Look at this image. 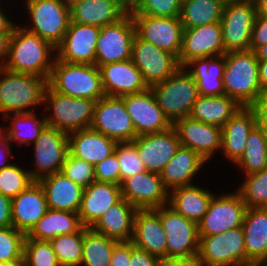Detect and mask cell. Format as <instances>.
I'll return each instance as SVG.
<instances>
[{
    "label": "cell",
    "instance_id": "obj_1",
    "mask_svg": "<svg viewBox=\"0 0 267 266\" xmlns=\"http://www.w3.org/2000/svg\"><path fill=\"white\" fill-rule=\"evenodd\" d=\"M56 47L21 26L14 27L4 68L49 79ZM51 53V55H50ZM53 55V57H52Z\"/></svg>",
    "mask_w": 267,
    "mask_h": 266
},
{
    "label": "cell",
    "instance_id": "obj_2",
    "mask_svg": "<svg viewBox=\"0 0 267 266\" xmlns=\"http://www.w3.org/2000/svg\"><path fill=\"white\" fill-rule=\"evenodd\" d=\"M259 60L255 51L225 53L223 83L225 94L241 107H249L262 93L259 81Z\"/></svg>",
    "mask_w": 267,
    "mask_h": 266
},
{
    "label": "cell",
    "instance_id": "obj_3",
    "mask_svg": "<svg viewBox=\"0 0 267 266\" xmlns=\"http://www.w3.org/2000/svg\"><path fill=\"white\" fill-rule=\"evenodd\" d=\"M47 86L48 80L41 76L13 72L1 67L0 113L7 120H10V113H32L31 107L43 104Z\"/></svg>",
    "mask_w": 267,
    "mask_h": 266
},
{
    "label": "cell",
    "instance_id": "obj_4",
    "mask_svg": "<svg viewBox=\"0 0 267 266\" xmlns=\"http://www.w3.org/2000/svg\"><path fill=\"white\" fill-rule=\"evenodd\" d=\"M48 85L61 94L98 101L105 96L101 71L95 64L54 61Z\"/></svg>",
    "mask_w": 267,
    "mask_h": 266
},
{
    "label": "cell",
    "instance_id": "obj_5",
    "mask_svg": "<svg viewBox=\"0 0 267 266\" xmlns=\"http://www.w3.org/2000/svg\"><path fill=\"white\" fill-rule=\"evenodd\" d=\"M150 88L172 124L190 115L199 96L197 82L185 67H179L170 77Z\"/></svg>",
    "mask_w": 267,
    "mask_h": 266
},
{
    "label": "cell",
    "instance_id": "obj_6",
    "mask_svg": "<svg viewBox=\"0 0 267 266\" xmlns=\"http://www.w3.org/2000/svg\"><path fill=\"white\" fill-rule=\"evenodd\" d=\"M43 103L49 106L45 108V111L52 110L53 113L45 117L48 126L66 134L90 128L95 100L67 96L54 91L48 85Z\"/></svg>",
    "mask_w": 267,
    "mask_h": 266
},
{
    "label": "cell",
    "instance_id": "obj_7",
    "mask_svg": "<svg viewBox=\"0 0 267 266\" xmlns=\"http://www.w3.org/2000/svg\"><path fill=\"white\" fill-rule=\"evenodd\" d=\"M32 26H23L57 47L63 40L71 21L70 6L65 0H26Z\"/></svg>",
    "mask_w": 267,
    "mask_h": 266
},
{
    "label": "cell",
    "instance_id": "obj_8",
    "mask_svg": "<svg viewBox=\"0 0 267 266\" xmlns=\"http://www.w3.org/2000/svg\"><path fill=\"white\" fill-rule=\"evenodd\" d=\"M256 18L253 1L225 2L220 21L225 52L250 50L252 29Z\"/></svg>",
    "mask_w": 267,
    "mask_h": 266
},
{
    "label": "cell",
    "instance_id": "obj_9",
    "mask_svg": "<svg viewBox=\"0 0 267 266\" xmlns=\"http://www.w3.org/2000/svg\"><path fill=\"white\" fill-rule=\"evenodd\" d=\"M135 34V23L130 12L119 21L102 27L96 44L95 65L100 68L105 64L131 59Z\"/></svg>",
    "mask_w": 267,
    "mask_h": 266
},
{
    "label": "cell",
    "instance_id": "obj_10",
    "mask_svg": "<svg viewBox=\"0 0 267 266\" xmlns=\"http://www.w3.org/2000/svg\"><path fill=\"white\" fill-rule=\"evenodd\" d=\"M199 238L197 256L205 266H237L246 261L242 226Z\"/></svg>",
    "mask_w": 267,
    "mask_h": 266
},
{
    "label": "cell",
    "instance_id": "obj_11",
    "mask_svg": "<svg viewBox=\"0 0 267 266\" xmlns=\"http://www.w3.org/2000/svg\"><path fill=\"white\" fill-rule=\"evenodd\" d=\"M160 216L167 242V258H186L198 254V224L168 205L154 209Z\"/></svg>",
    "mask_w": 267,
    "mask_h": 266
},
{
    "label": "cell",
    "instance_id": "obj_12",
    "mask_svg": "<svg viewBox=\"0 0 267 266\" xmlns=\"http://www.w3.org/2000/svg\"><path fill=\"white\" fill-rule=\"evenodd\" d=\"M91 129L116 142L133 141L137 135L122 97L108 96L95 103Z\"/></svg>",
    "mask_w": 267,
    "mask_h": 266
},
{
    "label": "cell",
    "instance_id": "obj_13",
    "mask_svg": "<svg viewBox=\"0 0 267 266\" xmlns=\"http://www.w3.org/2000/svg\"><path fill=\"white\" fill-rule=\"evenodd\" d=\"M213 195L208 211L198 223V235L210 236L242 226L247 205L240 194Z\"/></svg>",
    "mask_w": 267,
    "mask_h": 266
},
{
    "label": "cell",
    "instance_id": "obj_14",
    "mask_svg": "<svg viewBox=\"0 0 267 266\" xmlns=\"http://www.w3.org/2000/svg\"><path fill=\"white\" fill-rule=\"evenodd\" d=\"M131 60L141 71L148 88L163 82L180 66L177 58L154 44L141 39L137 34L132 44Z\"/></svg>",
    "mask_w": 267,
    "mask_h": 266
},
{
    "label": "cell",
    "instance_id": "obj_15",
    "mask_svg": "<svg viewBox=\"0 0 267 266\" xmlns=\"http://www.w3.org/2000/svg\"><path fill=\"white\" fill-rule=\"evenodd\" d=\"M68 152V134L47 125L34 142L36 168L28 170L32 179L61 172Z\"/></svg>",
    "mask_w": 267,
    "mask_h": 266
},
{
    "label": "cell",
    "instance_id": "obj_16",
    "mask_svg": "<svg viewBox=\"0 0 267 266\" xmlns=\"http://www.w3.org/2000/svg\"><path fill=\"white\" fill-rule=\"evenodd\" d=\"M136 34L159 49L173 54L177 59L182 47L184 27L180 17H152L132 15Z\"/></svg>",
    "mask_w": 267,
    "mask_h": 266
},
{
    "label": "cell",
    "instance_id": "obj_17",
    "mask_svg": "<svg viewBox=\"0 0 267 266\" xmlns=\"http://www.w3.org/2000/svg\"><path fill=\"white\" fill-rule=\"evenodd\" d=\"M122 99L137 136L163 132L173 126L159 107L151 88Z\"/></svg>",
    "mask_w": 267,
    "mask_h": 266
},
{
    "label": "cell",
    "instance_id": "obj_18",
    "mask_svg": "<svg viewBox=\"0 0 267 266\" xmlns=\"http://www.w3.org/2000/svg\"><path fill=\"white\" fill-rule=\"evenodd\" d=\"M122 198L138 210L156 209L168 204L169 190L159 173L145 170L122 181Z\"/></svg>",
    "mask_w": 267,
    "mask_h": 266
},
{
    "label": "cell",
    "instance_id": "obj_19",
    "mask_svg": "<svg viewBox=\"0 0 267 266\" xmlns=\"http://www.w3.org/2000/svg\"><path fill=\"white\" fill-rule=\"evenodd\" d=\"M220 22L194 28H184L182 47L178 56L180 67H184L195 58L216 57L224 55Z\"/></svg>",
    "mask_w": 267,
    "mask_h": 266
},
{
    "label": "cell",
    "instance_id": "obj_20",
    "mask_svg": "<svg viewBox=\"0 0 267 266\" xmlns=\"http://www.w3.org/2000/svg\"><path fill=\"white\" fill-rule=\"evenodd\" d=\"M101 28L70 21L68 30L56 47V58L68 63L95 64V52Z\"/></svg>",
    "mask_w": 267,
    "mask_h": 266
},
{
    "label": "cell",
    "instance_id": "obj_21",
    "mask_svg": "<svg viewBox=\"0 0 267 266\" xmlns=\"http://www.w3.org/2000/svg\"><path fill=\"white\" fill-rule=\"evenodd\" d=\"M147 171L160 173L180 147L178 133L170 129L153 134L137 136L132 141Z\"/></svg>",
    "mask_w": 267,
    "mask_h": 266
},
{
    "label": "cell",
    "instance_id": "obj_22",
    "mask_svg": "<svg viewBox=\"0 0 267 266\" xmlns=\"http://www.w3.org/2000/svg\"><path fill=\"white\" fill-rule=\"evenodd\" d=\"M173 127L178 133L180 145L196 151L206 162L217 149H221L220 127L192 119L190 116L177 120Z\"/></svg>",
    "mask_w": 267,
    "mask_h": 266
},
{
    "label": "cell",
    "instance_id": "obj_23",
    "mask_svg": "<svg viewBox=\"0 0 267 266\" xmlns=\"http://www.w3.org/2000/svg\"><path fill=\"white\" fill-rule=\"evenodd\" d=\"M46 195L38 181L12 198V226L27 235L48 210Z\"/></svg>",
    "mask_w": 267,
    "mask_h": 266
},
{
    "label": "cell",
    "instance_id": "obj_24",
    "mask_svg": "<svg viewBox=\"0 0 267 266\" xmlns=\"http://www.w3.org/2000/svg\"><path fill=\"white\" fill-rule=\"evenodd\" d=\"M129 12L128 0H81L70 6L71 22L102 28Z\"/></svg>",
    "mask_w": 267,
    "mask_h": 266
},
{
    "label": "cell",
    "instance_id": "obj_25",
    "mask_svg": "<svg viewBox=\"0 0 267 266\" xmlns=\"http://www.w3.org/2000/svg\"><path fill=\"white\" fill-rule=\"evenodd\" d=\"M100 71L105 95L123 97L148 88L131 59L102 65Z\"/></svg>",
    "mask_w": 267,
    "mask_h": 266
},
{
    "label": "cell",
    "instance_id": "obj_26",
    "mask_svg": "<svg viewBox=\"0 0 267 266\" xmlns=\"http://www.w3.org/2000/svg\"><path fill=\"white\" fill-rule=\"evenodd\" d=\"M131 242L151 255L167 258L166 234L154 209L136 211Z\"/></svg>",
    "mask_w": 267,
    "mask_h": 266
},
{
    "label": "cell",
    "instance_id": "obj_27",
    "mask_svg": "<svg viewBox=\"0 0 267 266\" xmlns=\"http://www.w3.org/2000/svg\"><path fill=\"white\" fill-rule=\"evenodd\" d=\"M122 199L120 185L94 181L84 188L79 217L84 227L91 228L97 220Z\"/></svg>",
    "mask_w": 267,
    "mask_h": 266
},
{
    "label": "cell",
    "instance_id": "obj_28",
    "mask_svg": "<svg viewBox=\"0 0 267 266\" xmlns=\"http://www.w3.org/2000/svg\"><path fill=\"white\" fill-rule=\"evenodd\" d=\"M117 142L91 128L68 134L69 153L94 167L114 153Z\"/></svg>",
    "mask_w": 267,
    "mask_h": 266
},
{
    "label": "cell",
    "instance_id": "obj_29",
    "mask_svg": "<svg viewBox=\"0 0 267 266\" xmlns=\"http://www.w3.org/2000/svg\"><path fill=\"white\" fill-rule=\"evenodd\" d=\"M256 125L253 110L241 107L222 128L221 153L235 163L245 151L248 135Z\"/></svg>",
    "mask_w": 267,
    "mask_h": 266
},
{
    "label": "cell",
    "instance_id": "obj_30",
    "mask_svg": "<svg viewBox=\"0 0 267 266\" xmlns=\"http://www.w3.org/2000/svg\"><path fill=\"white\" fill-rule=\"evenodd\" d=\"M44 189L48 208L78 213L84 188L57 172L38 181Z\"/></svg>",
    "mask_w": 267,
    "mask_h": 266
},
{
    "label": "cell",
    "instance_id": "obj_31",
    "mask_svg": "<svg viewBox=\"0 0 267 266\" xmlns=\"http://www.w3.org/2000/svg\"><path fill=\"white\" fill-rule=\"evenodd\" d=\"M137 210L135 206L122 198L106 210L91 229L117 241H131Z\"/></svg>",
    "mask_w": 267,
    "mask_h": 266
},
{
    "label": "cell",
    "instance_id": "obj_32",
    "mask_svg": "<svg viewBox=\"0 0 267 266\" xmlns=\"http://www.w3.org/2000/svg\"><path fill=\"white\" fill-rule=\"evenodd\" d=\"M205 162L196 151L180 145L175 155L159 173L163 185L168 190L192 185L193 177L199 173Z\"/></svg>",
    "mask_w": 267,
    "mask_h": 266
},
{
    "label": "cell",
    "instance_id": "obj_33",
    "mask_svg": "<svg viewBox=\"0 0 267 266\" xmlns=\"http://www.w3.org/2000/svg\"><path fill=\"white\" fill-rule=\"evenodd\" d=\"M172 191V192H170ZM169 191L168 206L195 223L208 211L213 193L195 185L180 186Z\"/></svg>",
    "mask_w": 267,
    "mask_h": 266
},
{
    "label": "cell",
    "instance_id": "obj_34",
    "mask_svg": "<svg viewBox=\"0 0 267 266\" xmlns=\"http://www.w3.org/2000/svg\"><path fill=\"white\" fill-rule=\"evenodd\" d=\"M184 67H193L188 72L197 82L199 95L220 96L225 94L223 83L225 54L216 57L195 58Z\"/></svg>",
    "mask_w": 267,
    "mask_h": 266
},
{
    "label": "cell",
    "instance_id": "obj_35",
    "mask_svg": "<svg viewBox=\"0 0 267 266\" xmlns=\"http://www.w3.org/2000/svg\"><path fill=\"white\" fill-rule=\"evenodd\" d=\"M247 260H267V208H247L244 222Z\"/></svg>",
    "mask_w": 267,
    "mask_h": 266
},
{
    "label": "cell",
    "instance_id": "obj_36",
    "mask_svg": "<svg viewBox=\"0 0 267 266\" xmlns=\"http://www.w3.org/2000/svg\"><path fill=\"white\" fill-rule=\"evenodd\" d=\"M83 227L78 213L48 209L26 237L40 241H51L63 234L79 232Z\"/></svg>",
    "mask_w": 267,
    "mask_h": 266
},
{
    "label": "cell",
    "instance_id": "obj_37",
    "mask_svg": "<svg viewBox=\"0 0 267 266\" xmlns=\"http://www.w3.org/2000/svg\"><path fill=\"white\" fill-rule=\"evenodd\" d=\"M240 108L241 106L226 94L220 96L199 95L189 116L222 129Z\"/></svg>",
    "mask_w": 267,
    "mask_h": 266
},
{
    "label": "cell",
    "instance_id": "obj_38",
    "mask_svg": "<svg viewBox=\"0 0 267 266\" xmlns=\"http://www.w3.org/2000/svg\"><path fill=\"white\" fill-rule=\"evenodd\" d=\"M225 0H182L180 20L184 28L220 22Z\"/></svg>",
    "mask_w": 267,
    "mask_h": 266
},
{
    "label": "cell",
    "instance_id": "obj_39",
    "mask_svg": "<svg viewBox=\"0 0 267 266\" xmlns=\"http://www.w3.org/2000/svg\"><path fill=\"white\" fill-rule=\"evenodd\" d=\"M119 241L83 227V248L80 266H110L114 246Z\"/></svg>",
    "mask_w": 267,
    "mask_h": 266
},
{
    "label": "cell",
    "instance_id": "obj_40",
    "mask_svg": "<svg viewBox=\"0 0 267 266\" xmlns=\"http://www.w3.org/2000/svg\"><path fill=\"white\" fill-rule=\"evenodd\" d=\"M245 176L259 172L267 167V144L262 130L256 125L248 135L245 151L235 162Z\"/></svg>",
    "mask_w": 267,
    "mask_h": 266
},
{
    "label": "cell",
    "instance_id": "obj_41",
    "mask_svg": "<svg viewBox=\"0 0 267 266\" xmlns=\"http://www.w3.org/2000/svg\"><path fill=\"white\" fill-rule=\"evenodd\" d=\"M32 113H21L11 115L10 129L7 127L9 142L24 143L28 145L35 142L41 132L47 126L45 116L43 119H37V115Z\"/></svg>",
    "mask_w": 267,
    "mask_h": 266
},
{
    "label": "cell",
    "instance_id": "obj_42",
    "mask_svg": "<svg viewBox=\"0 0 267 266\" xmlns=\"http://www.w3.org/2000/svg\"><path fill=\"white\" fill-rule=\"evenodd\" d=\"M50 242L61 266H80L83 248V228L76 233L57 236Z\"/></svg>",
    "mask_w": 267,
    "mask_h": 266
},
{
    "label": "cell",
    "instance_id": "obj_43",
    "mask_svg": "<svg viewBox=\"0 0 267 266\" xmlns=\"http://www.w3.org/2000/svg\"><path fill=\"white\" fill-rule=\"evenodd\" d=\"M245 177L237 192L247 208H267V167Z\"/></svg>",
    "mask_w": 267,
    "mask_h": 266
},
{
    "label": "cell",
    "instance_id": "obj_44",
    "mask_svg": "<svg viewBox=\"0 0 267 266\" xmlns=\"http://www.w3.org/2000/svg\"><path fill=\"white\" fill-rule=\"evenodd\" d=\"M182 0H131V15L152 17H180Z\"/></svg>",
    "mask_w": 267,
    "mask_h": 266
},
{
    "label": "cell",
    "instance_id": "obj_45",
    "mask_svg": "<svg viewBox=\"0 0 267 266\" xmlns=\"http://www.w3.org/2000/svg\"><path fill=\"white\" fill-rule=\"evenodd\" d=\"M23 258L25 266H61L50 241L25 237Z\"/></svg>",
    "mask_w": 267,
    "mask_h": 266
},
{
    "label": "cell",
    "instance_id": "obj_46",
    "mask_svg": "<svg viewBox=\"0 0 267 266\" xmlns=\"http://www.w3.org/2000/svg\"><path fill=\"white\" fill-rule=\"evenodd\" d=\"M33 182L30 172L20 168L15 163L0 170V193L11 199Z\"/></svg>",
    "mask_w": 267,
    "mask_h": 266
},
{
    "label": "cell",
    "instance_id": "obj_47",
    "mask_svg": "<svg viewBox=\"0 0 267 266\" xmlns=\"http://www.w3.org/2000/svg\"><path fill=\"white\" fill-rule=\"evenodd\" d=\"M114 153L119 161L121 183L123 180L146 170L140 159L136 145L130 142H117Z\"/></svg>",
    "mask_w": 267,
    "mask_h": 266
},
{
    "label": "cell",
    "instance_id": "obj_48",
    "mask_svg": "<svg viewBox=\"0 0 267 266\" xmlns=\"http://www.w3.org/2000/svg\"><path fill=\"white\" fill-rule=\"evenodd\" d=\"M26 235L13 226L0 228V263L24 260Z\"/></svg>",
    "mask_w": 267,
    "mask_h": 266
},
{
    "label": "cell",
    "instance_id": "obj_49",
    "mask_svg": "<svg viewBox=\"0 0 267 266\" xmlns=\"http://www.w3.org/2000/svg\"><path fill=\"white\" fill-rule=\"evenodd\" d=\"M61 173L83 188L95 181L94 166L71 155L69 152L65 158Z\"/></svg>",
    "mask_w": 267,
    "mask_h": 266
},
{
    "label": "cell",
    "instance_id": "obj_50",
    "mask_svg": "<svg viewBox=\"0 0 267 266\" xmlns=\"http://www.w3.org/2000/svg\"><path fill=\"white\" fill-rule=\"evenodd\" d=\"M95 181L121 185L119 161L115 153L94 167Z\"/></svg>",
    "mask_w": 267,
    "mask_h": 266
},
{
    "label": "cell",
    "instance_id": "obj_51",
    "mask_svg": "<svg viewBox=\"0 0 267 266\" xmlns=\"http://www.w3.org/2000/svg\"><path fill=\"white\" fill-rule=\"evenodd\" d=\"M264 44H267V17L256 16L252 29L250 50L255 51Z\"/></svg>",
    "mask_w": 267,
    "mask_h": 266
},
{
    "label": "cell",
    "instance_id": "obj_52",
    "mask_svg": "<svg viewBox=\"0 0 267 266\" xmlns=\"http://www.w3.org/2000/svg\"><path fill=\"white\" fill-rule=\"evenodd\" d=\"M161 259L136 247L131 242L130 266H160Z\"/></svg>",
    "mask_w": 267,
    "mask_h": 266
},
{
    "label": "cell",
    "instance_id": "obj_53",
    "mask_svg": "<svg viewBox=\"0 0 267 266\" xmlns=\"http://www.w3.org/2000/svg\"><path fill=\"white\" fill-rule=\"evenodd\" d=\"M131 241H119L114 246L110 266H130Z\"/></svg>",
    "mask_w": 267,
    "mask_h": 266
},
{
    "label": "cell",
    "instance_id": "obj_54",
    "mask_svg": "<svg viewBox=\"0 0 267 266\" xmlns=\"http://www.w3.org/2000/svg\"><path fill=\"white\" fill-rule=\"evenodd\" d=\"M256 123H267V91L263 92L250 106Z\"/></svg>",
    "mask_w": 267,
    "mask_h": 266
},
{
    "label": "cell",
    "instance_id": "obj_55",
    "mask_svg": "<svg viewBox=\"0 0 267 266\" xmlns=\"http://www.w3.org/2000/svg\"><path fill=\"white\" fill-rule=\"evenodd\" d=\"M11 201V198L0 193V228L12 226Z\"/></svg>",
    "mask_w": 267,
    "mask_h": 266
},
{
    "label": "cell",
    "instance_id": "obj_56",
    "mask_svg": "<svg viewBox=\"0 0 267 266\" xmlns=\"http://www.w3.org/2000/svg\"><path fill=\"white\" fill-rule=\"evenodd\" d=\"M160 266H205L197 255L186 258H164Z\"/></svg>",
    "mask_w": 267,
    "mask_h": 266
},
{
    "label": "cell",
    "instance_id": "obj_57",
    "mask_svg": "<svg viewBox=\"0 0 267 266\" xmlns=\"http://www.w3.org/2000/svg\"><path fill=\"white\" fill-rule=\"evenodd\" d=\"M5 127H0V170L3 168L9 167L11 164L8 163V157L5 159L3 156L4 153L5 155L7 154L10 157L11 154V147H10V142L8 141V135H7V129ZM5 131L3 133V131ZM5 134V135H4Z\"/></svg>",
    "mask_w": 267,
    "mask_h": 266
},
{
    "label": "cell",
    "instance_id": "obj_58",
    "mask_svg": "<svg viewBox=\"0 0 267 266\" xmlns=\"http://www.w3.org/2000/svg\"><path fill=\"white\" fill-rule=\"evenodd\" d=\"M12 34L13 33H0V68L4 66L8 57Z\"/></svg>",
    "mask_w": 267,
    "mask_h": 266
},
{
    "label": "cell",
    "instance_id": "obj_59",
    "mask_svg": "<svg viewBox=\"0 0 267 266\" xmlns=\"http://www.w3.org/2000/svg\"><path fill=\"white\" fill-rule=\"evenodd\" d=\"M15 25L1 10L0 6V33H13Z\"/></svg>",
    "mask_w": 267,
    "mask_h": 266
},
{
    "label": "cell",
    "instance_id": "obj_60",
    "mask_svg": "<svg viewBox=\"0 0 267 266\" xmlns=\"http://www.w3.org/2000/svg\"><path fill=\"white\" fill-rule=\"evenodd\" d=\"M259 81L262 91H267V60H259Z\"/></svg>",
    "mask_w": 267,
    "mask_h": 266
},
{
    "label": "cell",
    "instance_id": "obj_61",
    "mask_svg": "<svg viewBox=\"0 0 267 266\" xmlns=\"http://www.w3.org/2000/svg\"><path fill=\"white\" fill-rule=\"evenodd\" d=\"M256 5V16L267 17V0H255Z\"/></svg>",
    "mask_w": 267,
    "mask_h": 266
},
{
    "label": "cell",
    "instance_id": "obj_62",
    "mask_svg": "<svg viewBox=\"0 0 267 266\" xmlns=\"http://www.w3.org/2000/svg\"><path fill=\"white\" fill-rule=\"evenodd\" d=\"M237 266H267V260H247Z\"/></svg>",
    "mask_w": 267,
    "mask_h": 266
},
{
    "label": "cell",
    "instance_id": "obj_63",
    "mask_svg": "<svg viewBox=\"0 0 267 266\" xmlns=\"http://www.w3.org/2000/svg\"><path fill=\"white\" fill-rule=\"evenodd\" d=\"M255 54L258 60H267V44L258 47L255 50Z\"/></svg>",
    "mask_w": 267,
    "mask_h": 266
},
{
    "label": "cell",
    "instance_id": "obj_64",
    "mask_svg": "<svg viewBox=\"0 0 267 266\" xmlns=\"http://www.w3.org/2000/svg\"><path fill=\"white\" fill-rule=\"evenodd\" d=\"M0 266H25L24 260H16L13 262H3L0 263Z\"/></svg>",
    "mask_w": 267,
    "mask_h": 266
},
{
    "label": "cell",
    "instance_id": "obj_65",
    "mask_svg": "<svg viewBox=\"0 0 267 266\" xmlns=\"http://www.w3.org/2000/svg\"><path fill=\"white\" fill-rule=\"evenodd\" d=\"M257 125L262 130L264 139H265L266 144H267V123H257Z\"/></svg>",
    "mask_w": 267,
    "mask_h": 266
},
{
    "label": "cell",
    "instance_id": "obj_66",
    "mask_svg": "<svg viewBox=\"0 0 267 266\" xmlns=\"http://www.w3.org/2000/svg\"><path fill=\"white\" fill-rule=\"evenodd\" d=\"M69 6L81 0H65Z\"/></svg>",
    "mask_w": 267,
    "mask_h": 266
}]
</instances>
